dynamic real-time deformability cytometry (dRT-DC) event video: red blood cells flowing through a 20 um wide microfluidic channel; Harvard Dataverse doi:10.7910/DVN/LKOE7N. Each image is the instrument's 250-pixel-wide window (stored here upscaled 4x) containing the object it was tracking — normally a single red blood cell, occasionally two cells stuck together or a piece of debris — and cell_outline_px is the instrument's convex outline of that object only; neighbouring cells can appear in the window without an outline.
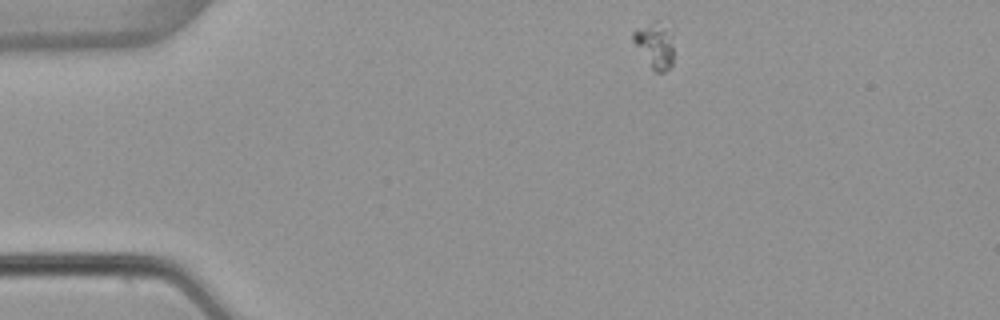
{"species": "common noctule bat (a hibernating species)", "species_latin": "Nyctalus noctula", "temperature_condition": "warm", "stored_images_in_passage": 45, "camera_frame_rate_fps": 3000, "um_per_image_px": 0.085, "animal": {"sex": "female", "body_mass_g": 22.7, "forearm_length_mm": 54.2}, "frame": {"image": 1, "passage_image": 1, "time_ms": 0.0, "image_size_px": [1000, 320], "cell_outline_px": [[672, 64], [664, 72], [656, 72], [652, 68], [632, 40], [632, 32], [636, 28], [652, 20], [660, 20], [672, 48]], "centroid_in_image_um": [55.58, 3.83], "position_along_channel_um": 29.4, "area_um2": 10.17}}
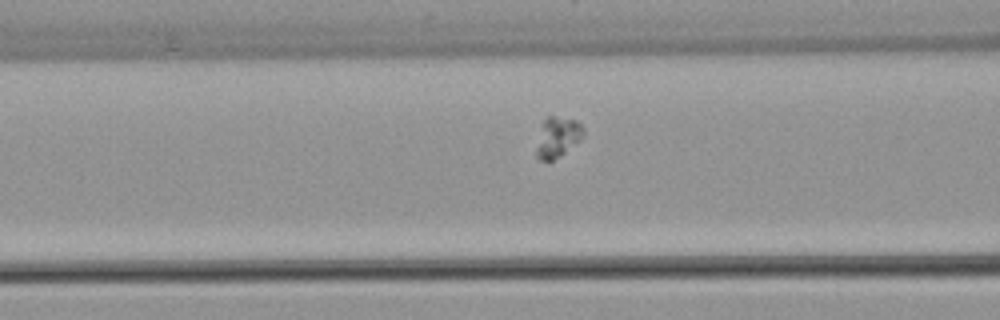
{"frame": {"image": 2, "passage_image": 13, "time_ms": 4.0, "image_size_px": [1000, 320], "cell_outline_px": [[584, 136], [580, 140], [560, 156], [552, 160], [540, 160], [536, 156], [536, 148], [544, 120], [548, 116], [552, 116], [576, 120], [584, 128]], "centroid_in_image_um": [47.42, 11.66], "position_along_channel_um": 119.2, "area_um2": 10.81}}
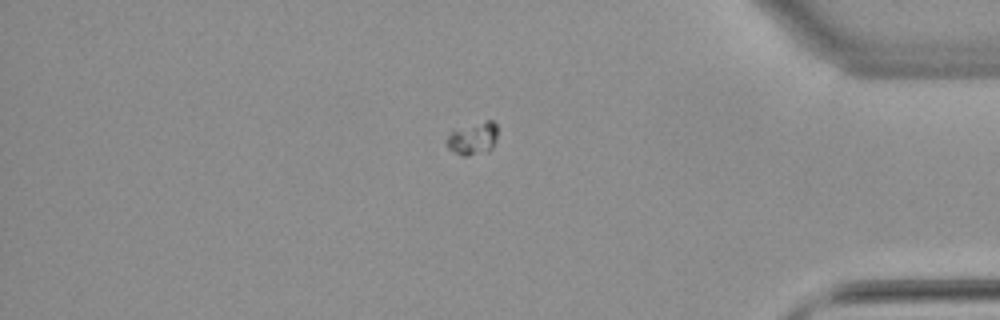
{"frame": {"image": 3, "passage_image": 37, "time_ms": 12.0, "image_size_px": [1000, 320], "cell_outline_px": [[496, 140], [492, 148], [488, 152], [468, 156], [460, 156], [448, 148], [448, 136], [452, 128], [484, 120], [492, 120], [496, 124]], "centroid_in_image_um": [40.19, 11.75], "position_along_channel_um": 395.0, "area_um2": 10.0}, "authors_computed_cell_mechanics": {"area_um2": 10.1728, "velocity_mm_per_s": 3.8026, "shape_relaxation_time_tau1_ms": 2.1712, "shape_relaxation_time_tau2_ms": null, "deformation_change_tau1": null, "deformation_change_tau2": null}}